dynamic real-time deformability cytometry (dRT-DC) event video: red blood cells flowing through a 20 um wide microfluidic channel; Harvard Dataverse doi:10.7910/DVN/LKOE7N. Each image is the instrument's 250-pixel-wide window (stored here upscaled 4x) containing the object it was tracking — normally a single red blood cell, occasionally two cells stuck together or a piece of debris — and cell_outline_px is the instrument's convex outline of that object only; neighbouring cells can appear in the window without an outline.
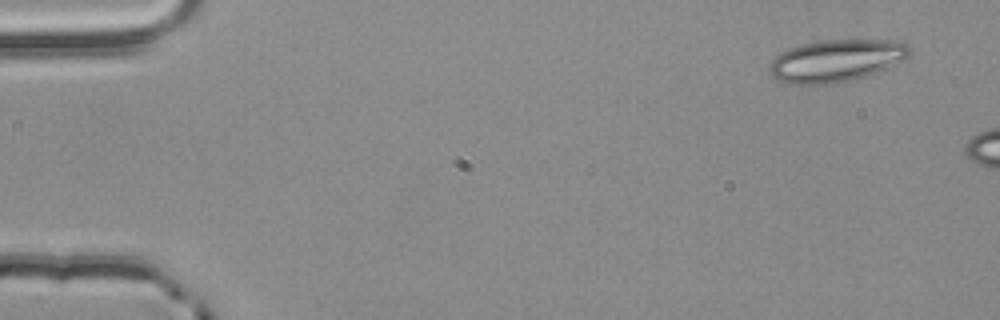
{"species": "common noctule bat (a hibernating species)", "species_latin": "Nyctalus noctula", "temperature_condition": "room temperature", "stored_images_in_passage": 3, "camera_frame_rate_fps": 3000, "um_per_image_px": 0.085, "animal": {"sex": "male", "body_mass_g": 20.4}, "frame": {"image": 1, "passage_image": 1, "time_ms": 0.0, "image_size_px": [1000, 320], "cell_outline_px": [[912, 52], [908, 56], [888, 68], [864, 76], [848, 80], [828, 84], [788, 84], [772, 76], [768, 68], [772, 60], [776, 56], [788, 48], [804, 44], [824, 40], [904, 40], [912, 48]], "centroid_in_image_um": [71.11, 5.14], "position_along_channel_um": 13.9, "area_um2": 34.39}}